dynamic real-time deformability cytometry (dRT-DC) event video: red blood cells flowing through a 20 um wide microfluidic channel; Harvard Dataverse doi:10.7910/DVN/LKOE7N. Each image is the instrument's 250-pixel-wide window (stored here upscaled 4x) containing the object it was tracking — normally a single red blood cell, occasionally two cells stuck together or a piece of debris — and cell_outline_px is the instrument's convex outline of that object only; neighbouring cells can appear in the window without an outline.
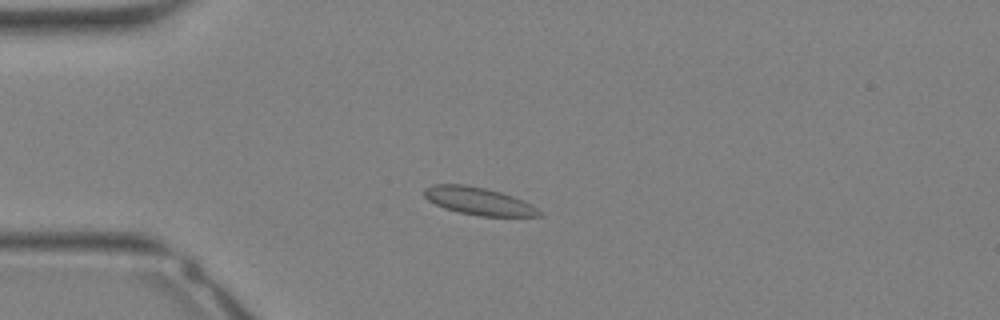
{"species": "Egyptian fruit bat (a non-hibernating species)", "species_latin": "Rousettus aegyptiacus", "temperature_condition": "warm", "stored_images_in_passage": 32, "camera_frame_rate_fps": 3000, "um_per_image_px": 0.085, "animal": {"sex": "female"}, "frame": {"image": 1, "passage_image": 7, "time_ms": 2.0, "image_size_px": [1000, 320], "cell_outline_px": [[544, 216], [480, 216], [460, 212], [444, 208], [428, 200], [424, 196], [424, 188], [432, 184], [464, 184], [484, 188], [500, 192], [512, 196], [532, 204], [544, 212]], "centroid_in_image_um": [40.71, 17.09], "position_along_channel_um": 44.3, "area_um2": 18.5}}
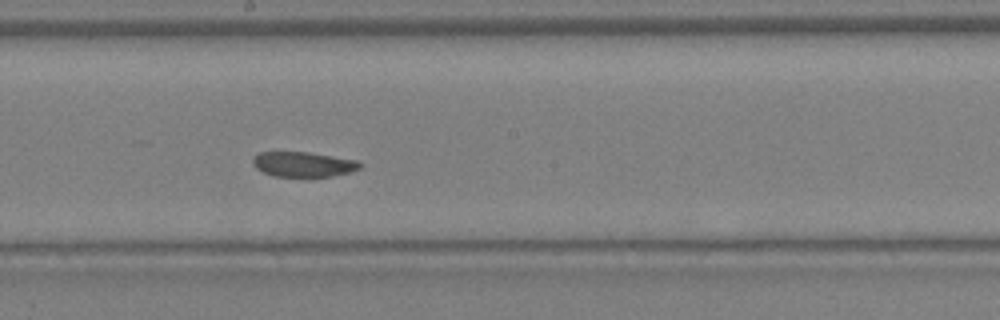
{"frame": {"image": 2, "passage_image": 17, "time_ms": 5.333, "image_size_px": [1000, 320], "cell_outline_px": [[360, 168], [348, 172], [332, 176], [272, 176], [256, 168], [252, 164], [252, 156], [260, 152], [308, 152], [356, 160], [360, 164]], "centroid_in_image_um": [25.71, 13.96], "position_along_channel_um": 222.5, "area_um2": 15.43}}
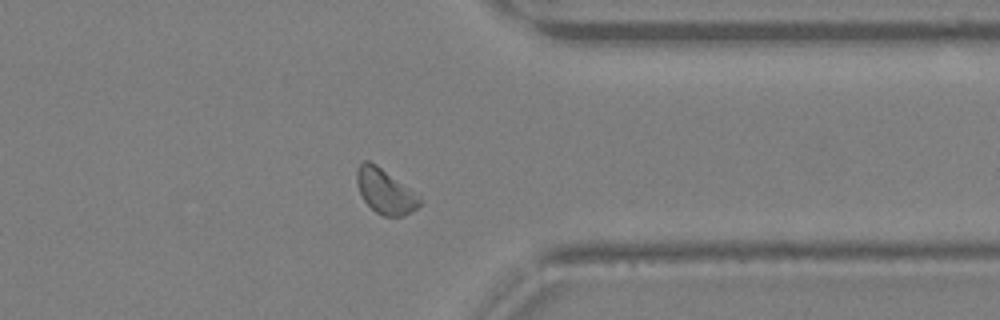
{"frame": {"image": 3, "passage_image": 25, "time_ms": 8.0, "image_size_px": [1000, 320], "cell_outline_px": [[424, 204], [404, 216], [384, 216], [376, 212], [364, 200], [356, 184], [356, 172], [360, 164], [364, 160], [368, 160], [376, 164], [420, 192]], "centroid_in_image_um": [32.83, 16.25], "position_along_channel_um": 378.6, "area_um2": 17.05}}